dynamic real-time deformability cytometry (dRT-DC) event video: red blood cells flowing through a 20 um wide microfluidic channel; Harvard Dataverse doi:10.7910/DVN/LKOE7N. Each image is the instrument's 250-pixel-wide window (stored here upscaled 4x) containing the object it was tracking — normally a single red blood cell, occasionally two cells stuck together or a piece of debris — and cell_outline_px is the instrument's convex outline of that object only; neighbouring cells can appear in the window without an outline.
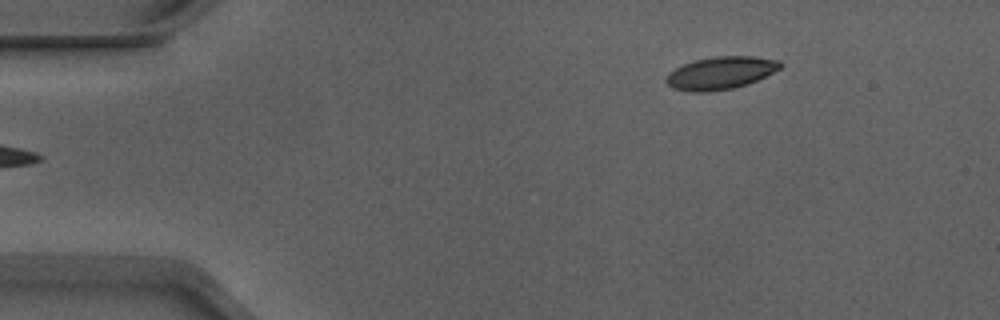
{"species": "Egyptian fruit bat (a non-hibernating species)", "species_latin": "Rousettus aegyptiacus", "temperature_condition": "warm", "stored_images_in_passage": 46, "camera_frame_rate_fps": 3000, "um_per_image_px": 0.085, "animal": {"sex": "male"}, "frame": {"image": 1, "passage_image": 1, "time_ms": 0.0, "image_size_px": [1000, 320], "cell_outline_px": [[784, 64], [780, 68], [748, 84], [732, 88], [708, 92], [692, 92], [672, 88], [664, 80], [668, 72], [692, 60], [716, 56], [756, 56], [780, 60]], "centroid_in_image_um": [61.23, 6.19], "position_along_channel_um": 23.8, "area_um2": 21.79}}
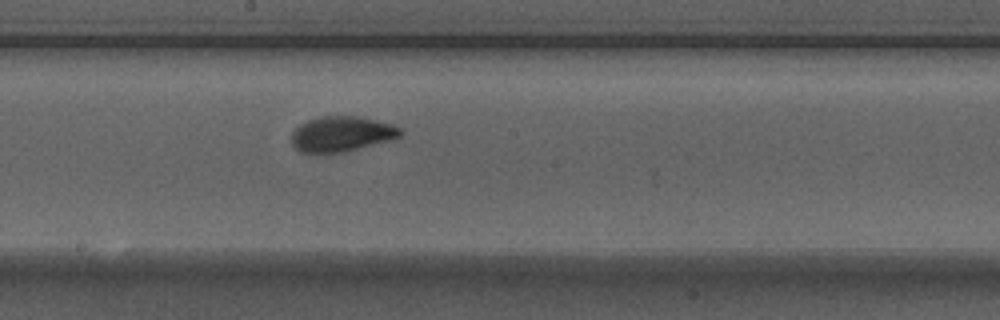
{"frame": {"image": 2, "passage_image": 22, "time_ms": 7.0, "image_size_px": [1000, 320], "cell_outline_px": [[404, 132], [400, 136], [388, 140], [344, 152], [300, 152], [292, 144], [292, 132], [300, 124], [308, 120], [320, 116], [356, 116], [376, 120], [392, 124], [400, 128]], "centroid_in_image_um": [29.03, 11.37], "position_along_channel_um": 219.2, "area_um2": 22.08}}
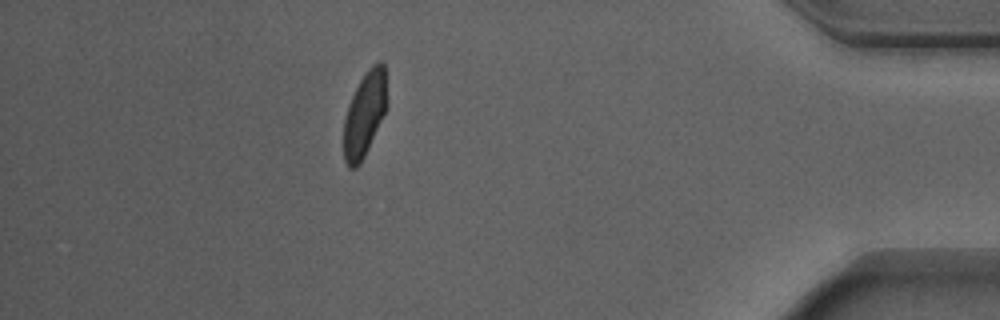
{"frame": {"image": 3, "passage_image": 40, "time_ms": 13.0, "image_size_px": [1000, 320], "cell_outline_px": [[388, 108], [360, 164], [356, 168], [348, 168], [344, 160], [344, 116], [352, 96], [360, 80], [368, 68], [376, 60], [380, 60], [384, 64], [388, 104]], "centroid_in_image_um": [31.01, 9.68], "position_along_channel_um": 404.2, "area_um2": 21.62}, "authors_computed_cell_mechanics": {"area_um2": 21.964, "velocity_mm_per_s": 3.8929, "shape_relaxation_time_tau1_ms": 3.5758, "shape_relaxation_time_tau2_ms": 0.8911, "deformation_change_tau1": 0.1641, "deformation_change_tau2": 0.0451}}